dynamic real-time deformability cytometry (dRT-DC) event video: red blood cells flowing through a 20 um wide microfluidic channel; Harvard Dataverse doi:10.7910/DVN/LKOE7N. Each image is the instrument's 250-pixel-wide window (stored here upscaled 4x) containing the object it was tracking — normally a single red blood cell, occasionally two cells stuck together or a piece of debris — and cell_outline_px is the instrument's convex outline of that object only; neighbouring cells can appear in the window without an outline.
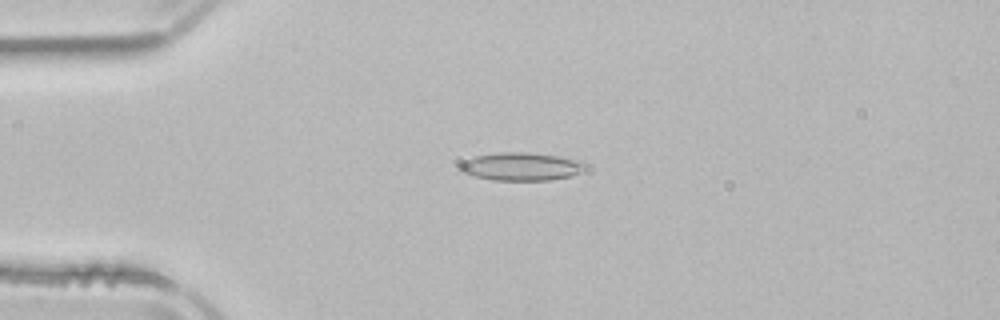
{"species": "common noctule bat (a hibernating species)", "species_latin": "Nyctalus noctula", "temperature_condition": "room temperature", "stored_images_in_passage": 28, "camera_frame_rate_fps": 3000, "um_per_image_px": 0.085, "animal": {"sex": "male", "body_mass_g": 21.5, "forearm_length_mm": 52.0}, "frame": {"image": 1, "passage_image": 7, "time_ms": 2.0, "image_size_px": [1000, 320], "cell_outline_px": [[588, 168], [584, 172], [572, 176], [548, 180], [492, 180], [472, 176], [456, 172], [456, 168], [460, 164], [476, 156], [500, 152], [528, 152], [560, 156], [584, 160], [588, 164]], "centroid_in_image_um": [44.36, 14.16], "position_along_channel_um": 40.6, "area_um2": 21.1}}
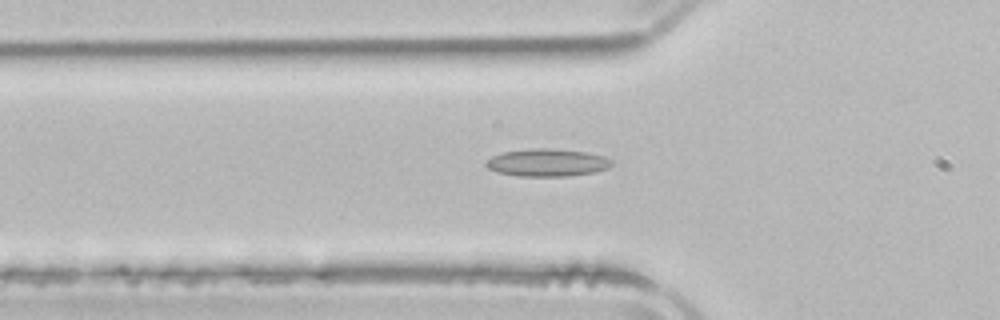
{"frame": {"image": 2, "passage_image": 12, "time_ms": 3.667, "image_size_px": [1000, 320], "cell_outline_px": [[612, 164], [608, 168], [592, 172], [568, 176], [520, 176], [496, 172], [488, 168], [484, 164], [484, 160], [492, 156], [504, 152], [532, 148], [552, 148], [584, 152], [604, 156], [612, 160]], "centroid_in_image_um": [46.47, 13.82], "position_along_channel_um": 79.3, "area_um2": 20.17}}
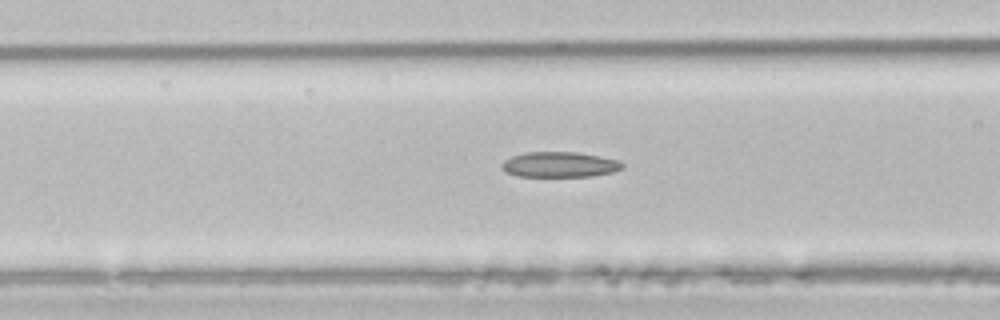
{"frame": {"image": 3, "passage_image": 15, "time_ms": 4.667, "image_size_px": [1000, 320], "cell_outline_px": [[624, 168], [612, 172], [592, 176], [516, 176], [504, 172], [500, 168], [504, 160], [512, 156], [528, 152], [576, 152], [600, 156], [620, 160], [624, 164]], "centroid_in_image_um": [47.57, 13.99], "position_along_channel_um": 119.0, "area_um2": 17.92}}